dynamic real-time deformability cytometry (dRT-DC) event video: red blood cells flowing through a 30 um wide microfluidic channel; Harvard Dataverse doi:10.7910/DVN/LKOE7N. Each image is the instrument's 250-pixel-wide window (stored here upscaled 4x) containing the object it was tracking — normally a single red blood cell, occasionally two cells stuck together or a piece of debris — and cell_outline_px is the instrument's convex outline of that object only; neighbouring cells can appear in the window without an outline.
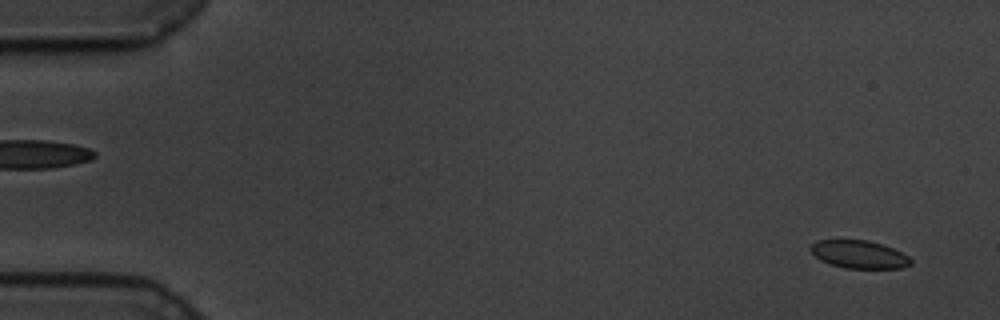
{"species": "common noctule bat (a hibernating species)", "species_latin": "Nyctalus noctula", "temperature_condition": "cold", "stored_images_in_passage": 59, "camera_frame_rate_fps": 3000, "um_per_image_px": 0.085, "animal": {"sex": "male", "body_mass_g": 19.5, "forearm_length_mm": 54.6}, "frame": {"image": 1, "passage_image": 3, "time_ms": 0.667, "image_size_px": [1000, 320], "cell_outline_px": [[912, 264], [900, 268], [844, 268], [820, 260], [808, 248], [816, 240], [868, 240], [892, 248], [908, 256], [912, 260]], "centroid_in_image_um": [73.01, 21.62], "position_along_channel_um": 12.0, "area_um2": 16.13}}
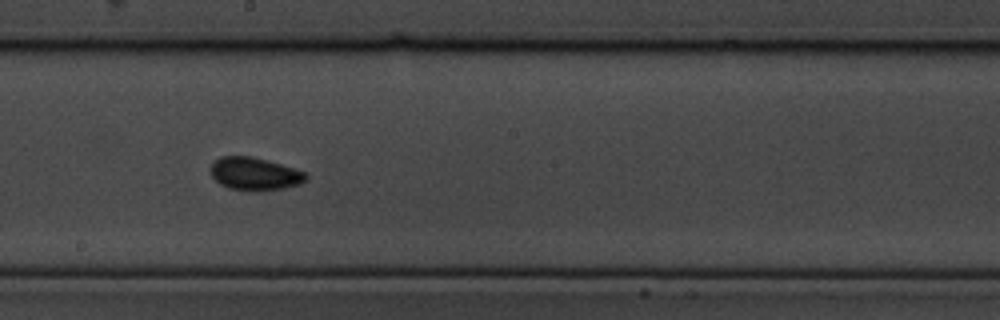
{"frame": {"image": 2, "passage_image": 33, "time_ms": 10.667, "image_size_px": [1000, 320], "cell_outline_px": [[308, 180], [300, 184], [284, 188], [260, 192], [228, 188], [220, 184], [212, 176], [212, 164], [220, 156], [252, 156], [308, 172]], "centroid_in_image_um": [21.71, 14.79], "position_along_channel_um": 226.5, "area_um2": 18.38}}
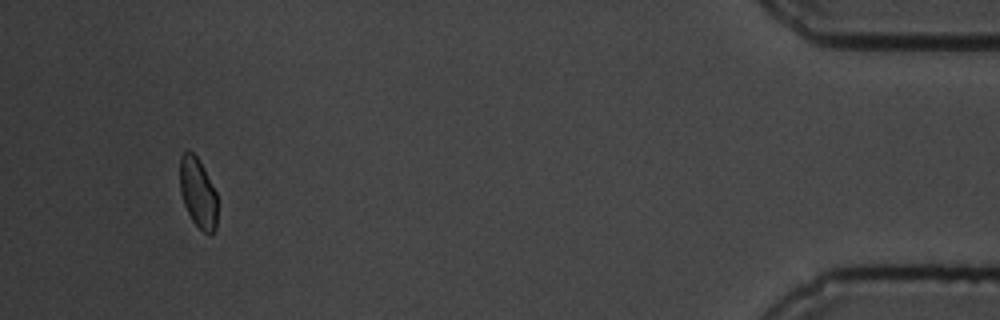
{"frame": {"image": 3, "passage_image": 56, "time_ms": 18.333, "image_size_px": [1000, 320], "cell_outline_px": [[216, 228], [212, 232], [204, 232], [192, 220], [184, 204], [180, 192], [180, 156], [188, 148], [196, 156], [204, 168], [216, 192]], "centroid_in_image_um": [16.8, 16.34], "position_along_channel_um": 418.4, "area_um2": 15.09}, "authors_computed_cell_mechanics": {"area_um2": 17.1666, "velocity_mm_per_s": 3.3972, "shape_relaxation_time_tau1_ms": 3.3095, "shape_relaxation_time_tau2_ms": 2.3154, "deformation_change_tau1": 0.0644, "deformation_change_tau2": 0.0546}}